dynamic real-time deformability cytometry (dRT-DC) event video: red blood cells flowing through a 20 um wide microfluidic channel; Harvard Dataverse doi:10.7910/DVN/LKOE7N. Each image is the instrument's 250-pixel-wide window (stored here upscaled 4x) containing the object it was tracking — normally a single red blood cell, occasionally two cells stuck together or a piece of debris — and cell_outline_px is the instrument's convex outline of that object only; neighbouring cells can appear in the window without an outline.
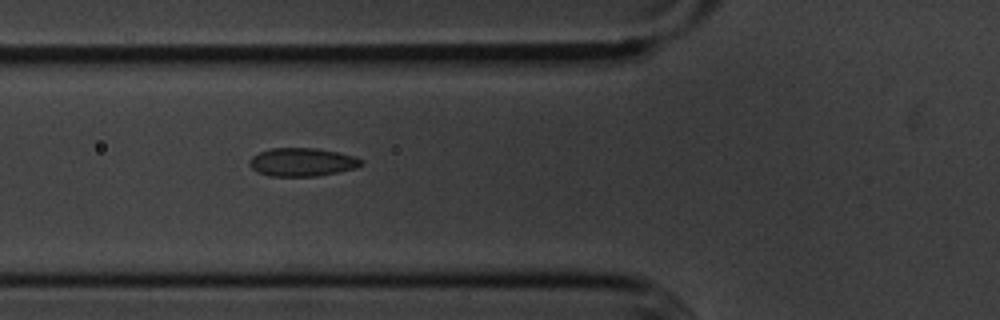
{"species": "common noctule bat (a hibernating species)", "species_latin": "Nyctalus noctula", "temperature_condition": "cold", "stored_images_in_passage": 4, "camera_frame_rate_fps": 3000, "um_per_image_px": 0.085, "animal": {"sex": "male", "body_mass_g": 20.1, "forearm_length_mm": 53.5}, "frame": {"image": 1, "passage_image": 4, "time_ms": 3.333, "image_size_px": [1000, 320], "cell_outline_px": [[364, 164], [356, 168], [316, 176], [272, 176], [256, 172], [248, 164], [248, 160], [252, 156], [268, 148], [316, 148], [336, 152], [352, 156], [364, 160]], "centroid_in_image_um": [25.65, 13.78], "position_along_channel_um": 100.2, "area_um2": 18.44}}